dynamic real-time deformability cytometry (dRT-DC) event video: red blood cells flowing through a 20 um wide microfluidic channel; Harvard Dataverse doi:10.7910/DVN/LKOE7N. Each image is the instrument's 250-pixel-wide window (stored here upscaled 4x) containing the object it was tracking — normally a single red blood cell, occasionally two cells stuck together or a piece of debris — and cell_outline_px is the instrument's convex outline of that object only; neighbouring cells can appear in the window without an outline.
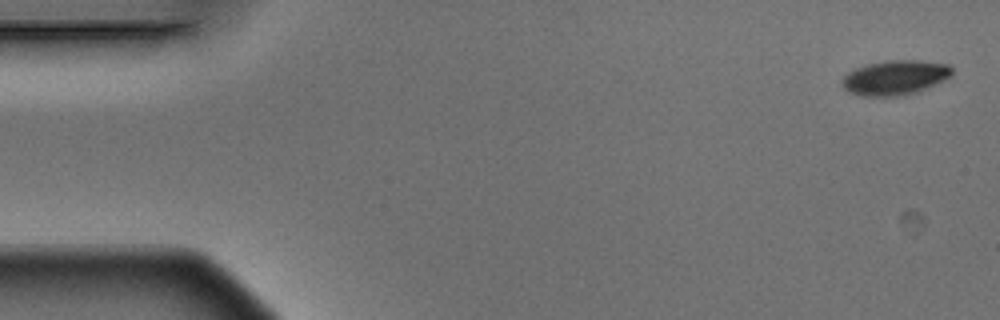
{"species": "Egyptian fruit bat (a non-hibernating species)", "species_latin": "Rousettus aegyptiacus", "temperature_condition": "warm", "stored_images_in_passage": 4, "camera_frame_rate_fps": 3000, "um_per_image_px": 0.085, "animal": {"sex": "male"}, "frame": {"image": 1, "passage_image": 1, "time_ms": 0.0, "image_size_px": [1000, 320], "cell_outline_px": [[952, 76], [944, 80], [916, 92], [904, 96], [860, 96], [848, 92], [840, 84], [840, 80], [848, 72], [856, 68], [868, 64], [888, 60], [920, 60], [948, 64], [952, 68]], "centroid_in_image_um": [76.05, 6.6], "position_along_channel_um": 8.9, "area_um2": 22.37}}
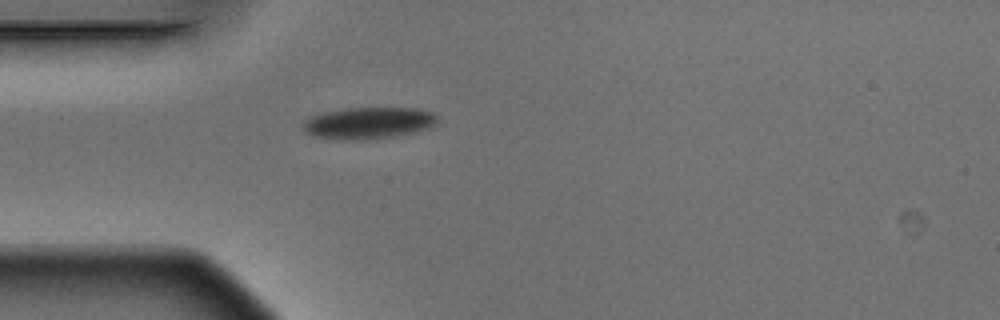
{"frame": {"image": 2, "passage_image": 4, "time_ms": 1.0, "image_size_px": [1000, 320], "cell_outline_px": [[436, 120], [428, 128], [412, 132], [392, 136], [364, 140], [340, 140], [312, 136], [304, 132], [300, 128], [300, 124], [304, 120], [312, 116], [324, 112], [344, 108], [420, 108], [432, 112], [436, 116]], "centroid_in_image_um": [31.21, 10.46], "position_along_channel_um": 53.8, "area_um2": 24.91}}